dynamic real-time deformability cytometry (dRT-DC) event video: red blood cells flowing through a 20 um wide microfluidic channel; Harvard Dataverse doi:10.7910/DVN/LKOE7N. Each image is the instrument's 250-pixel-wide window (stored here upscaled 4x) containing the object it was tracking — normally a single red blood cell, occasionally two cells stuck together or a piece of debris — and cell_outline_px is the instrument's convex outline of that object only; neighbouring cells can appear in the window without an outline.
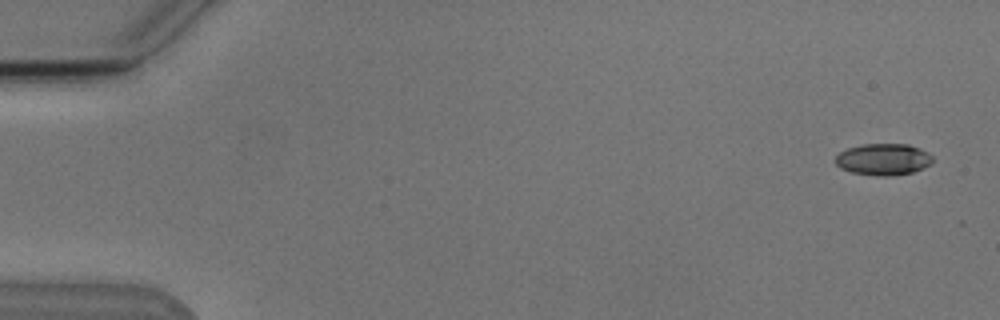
{"species": "Egyptian fruit bat (a non-hibernating species)", "species_latin": "Rousettus aegyptiacus", "temperature_condition": "cold", "stored_images_in_passage": 5, "camera_frame_rate_fps": 3000, "um_per_image_px": 0.085, "animal": {"sex": "male"}, "frame": {"image": 1, "passage_image": 1, "time_ms": 0.0, "image_size_px": [1000, 320], "cell_outline_px": [[932, 160], [928, 164], [912, 172], [884, 176], [852, 172], [840, 168], [836, 164], [836, 156], [840, 152], [848, 148], [860, 144], [908, 144], [920, 148], [928, 152], [932, 156]], "centroid_in_image_um": [75.06, 13.52], "position_along_channel_um": 9.9, "area_um2": 17.57}}
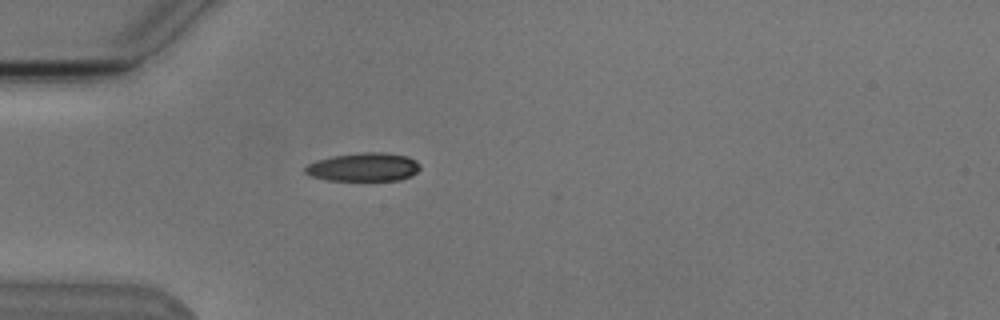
{"frame": {"image": 2, "passage_image": 5, "time_ms": 4.667, "image_size_px": [1000, 320], "cell_outline_px": [[420, 168], [412, 176], [400, 180], [328, 180], [312, 176], [304, 172], [304, 168], [308, 164], [316, 160], [332, 156], [360, 152], [384, 152], [408, 156], [416, 160], [420, 164]], "centroid_in_image_um": [30.93, 14.19], "position_along_channel_um": 54.1, "area_um2": 19.19}}